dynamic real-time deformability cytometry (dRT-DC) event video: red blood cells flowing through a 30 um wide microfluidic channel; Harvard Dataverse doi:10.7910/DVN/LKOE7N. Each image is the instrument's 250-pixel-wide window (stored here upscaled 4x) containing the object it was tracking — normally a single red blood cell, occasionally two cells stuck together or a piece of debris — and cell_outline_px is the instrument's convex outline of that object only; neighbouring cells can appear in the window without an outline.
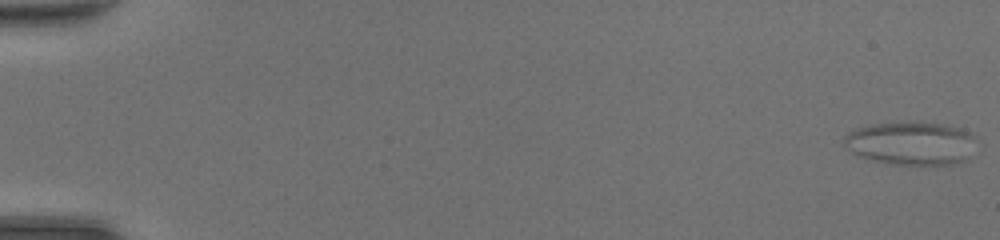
{"species": "common noctule bat (a hibernating species)", "species_latin": "Nyctalus noctula", "temperature_condition": "room temperature", "stored_images_in_passage": 48, "camera_frame_rate_fps": 3000, "um_per_image_px": 0.085, "animal": {"sex": "female", "body_mass_g": 20.0, "forearm_length_mm": 54.0}, "frame": {"image": 1, "passage_image": 1, "time_ms": 0.0, "image_size_px": [1000, 240], "cell_outline_px": [[976, 136], [968, 160], [956, 164], [892, 164], [872, 160], [860, 156], [844, 148], [844, 136], [848, 132], [856, 128], [868, 124], [916, 120], [920, 120], [944, 124], [960, 128]], "centroid_in_image_um": [77.42, 12.14], "position_along_channel_um": 7.6, "area_um2": 34.04}}
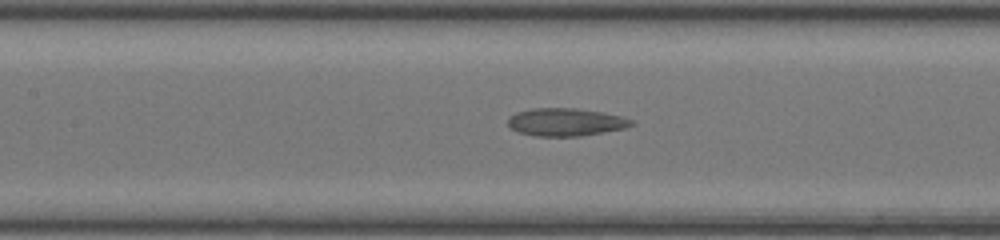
{"frame": {"image": 2, "passage_image": 24, "time_ms": 7.667, "image_size_px": [1000, 240], "cell_outline_px": [[636, 124], [624, 128], [604, 132], [580, 136], [536, 136], [516, 132], [508, 128], [508, 116], [516, 112], [532, 108], [576, 108], [604, 112], [620, 116], [632, 120]], "centroid_in_image_um": [48.04, 10.37], "position_along_channel_um": 159.4, "area_um2": 20.23}}
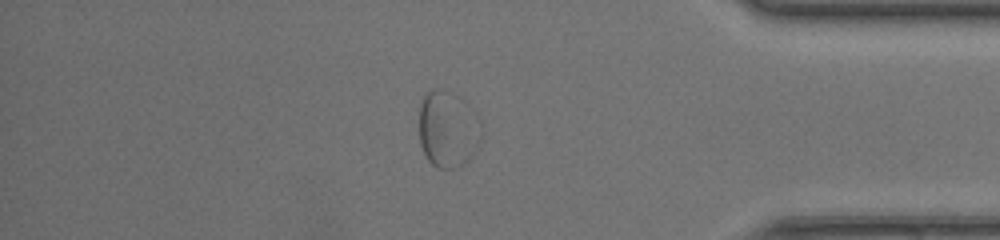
{"frame": {"image": 3, "passage_image": 42, "time_ms": 13.667, "image_size_px": [1000, 240], "cell_outline_px": [[480, 140], [472, 156], [464, 164], [452, 168], [436, 168], [428, 160], [420, 144], [420, 100], [432, 88], [444, 88], [460, 96], [480, 116]], "centroid_in_image_um": [38.08, 10.94], "position_along_channel_um": 397.1, "area_um2": 28.15}}